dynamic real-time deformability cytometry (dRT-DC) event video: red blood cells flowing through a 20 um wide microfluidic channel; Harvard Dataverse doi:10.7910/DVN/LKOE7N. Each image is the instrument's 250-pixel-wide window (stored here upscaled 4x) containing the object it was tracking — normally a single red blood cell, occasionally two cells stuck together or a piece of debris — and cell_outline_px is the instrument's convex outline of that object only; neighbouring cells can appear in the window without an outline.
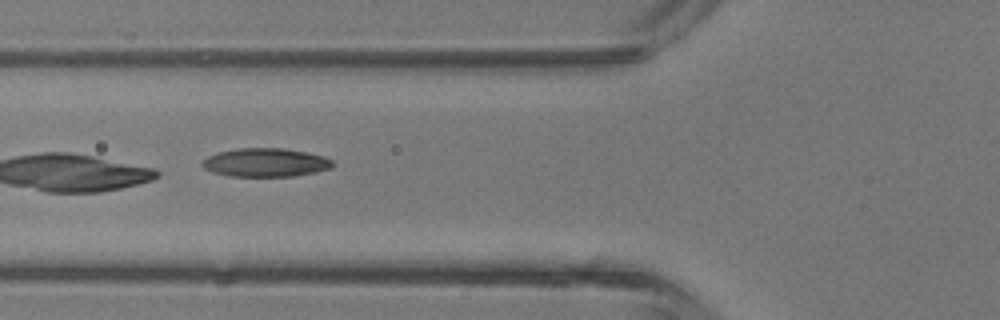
{"species": "common noctule bat (a hibernating species)", "species_latin": "Nyctalus noctula", "temperature_condition": "room temperature", "stored_images_in_passage": 6, "camera_frame_rate_fps": 3000, "um_per_image_px": 0.085, "animal": {"sex": "male", "body_mass_g": 13.3}, "frame": {"image": 1, "passage_image": 6, "time_ms": 5.667, "image_size_px": [1000, 320], "cell_outline_px": [[332, 168], [316, 172], [292, 176], [228, 176], [212, 172], [204, 168], [200, 164], [208, 156], [220, 152], [240, 148], [284, 148], [324, 156], [332, 160]], "centroid_in_image_um": [22.57, 13.82], "position_along_channel_um": 103.2, "area_um2": 21.56}}